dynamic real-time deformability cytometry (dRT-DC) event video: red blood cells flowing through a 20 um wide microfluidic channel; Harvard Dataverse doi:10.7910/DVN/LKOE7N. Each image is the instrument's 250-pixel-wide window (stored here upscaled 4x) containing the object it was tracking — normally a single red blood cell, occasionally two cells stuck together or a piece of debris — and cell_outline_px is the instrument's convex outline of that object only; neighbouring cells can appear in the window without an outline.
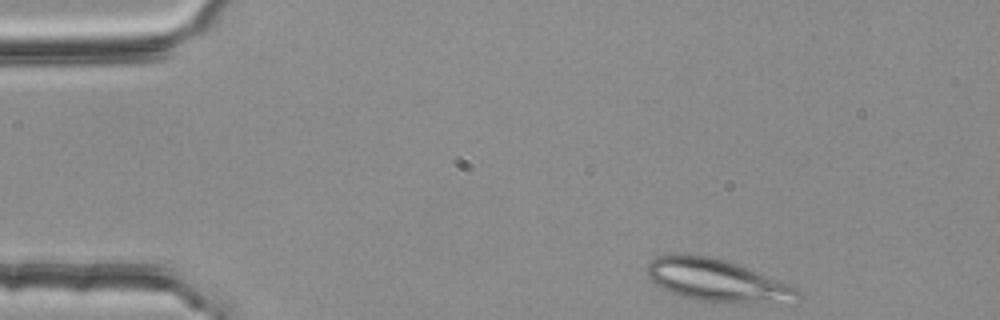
{"species": "common noctule bat (a hibernating species)", "species_latin": "Nyctalus noctula", "temperature_condition": "room temperature", "stored_images_in_passage": 43, "segment_of_instrument_passage": [1, 2], "camera_frame_rate_fps": 3000, "um_per_image_px": 0.085, "animal": {"sex": "female", "body_mass_g": 25.1}, "frame": {"image": 1, "passage_image": 1, "time_ms": 0.0, "image_size_px": [1000, 320], "cell_outline_px": [[804, 300], [792, 304], [696, 300], [680, 296], [660, 288], [648, 276], [648, 264], [656, 256], [680, 252], [708, 256], [724, 260], [736, 264], [800, 288], [804, 296]], "centroid_in_image_um": [61.04, 23.85], "position_along_channel_um": 24.0, "area_um2": 37.69}}